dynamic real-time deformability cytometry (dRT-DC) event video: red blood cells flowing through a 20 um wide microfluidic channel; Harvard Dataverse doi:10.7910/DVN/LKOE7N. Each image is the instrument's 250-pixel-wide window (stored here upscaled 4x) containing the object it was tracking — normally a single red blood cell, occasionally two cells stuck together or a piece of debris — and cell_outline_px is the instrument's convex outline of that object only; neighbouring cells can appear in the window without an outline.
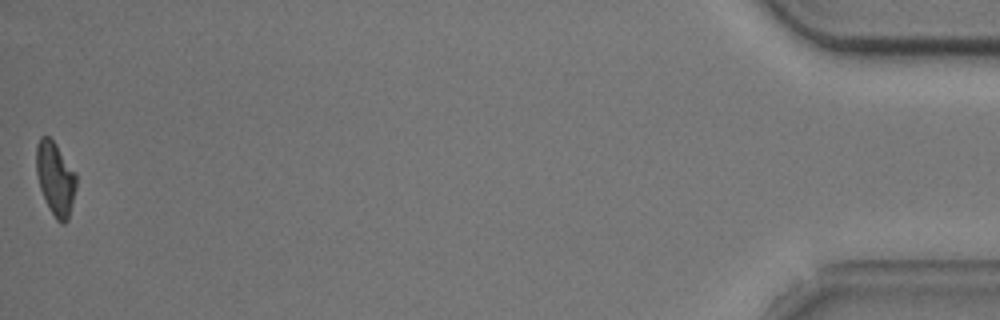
{"species": "common noctule bat (a hibernating species)", "species_latin": "Nyctalus noctula", "temperature_condition": "cold", "stored_images_in_passage": 41, "camera_frame_rate_fps": 3000, "um_per_image_px": 0.085, "animal": {"sex": "male", "body_mass_g": 20.5, "forearm_length_mm": 52.5}, "frame": {"image": 1, "passage_image": 41, "time_ms": 13.333, "image_size_px": [1000, 320], "cell_outline_px": [[76, 188], [68, 220], [64, 224], [60, 224], [56, 220], [40, 188], [36, 172], [36, 144], [40, 136], [48, 136], [56, 144], [76, 172]], "centroid_in_image_um": [4.71, 15.16], "position_along_channel_um": 430.5, "area_um2": 17.05}, "authors_computed_cell_mechanics": {"area_um2": 18.7272, "velocity_mm_per_s": 3.7187, "shape_relaxation_time_tau1_ms": 6.6803, "shape_relaxation_time_tau2_ms": 4.7823, "deformation_change_tau1": 0.1633, "deformation_change_tau2": 0.1225}}